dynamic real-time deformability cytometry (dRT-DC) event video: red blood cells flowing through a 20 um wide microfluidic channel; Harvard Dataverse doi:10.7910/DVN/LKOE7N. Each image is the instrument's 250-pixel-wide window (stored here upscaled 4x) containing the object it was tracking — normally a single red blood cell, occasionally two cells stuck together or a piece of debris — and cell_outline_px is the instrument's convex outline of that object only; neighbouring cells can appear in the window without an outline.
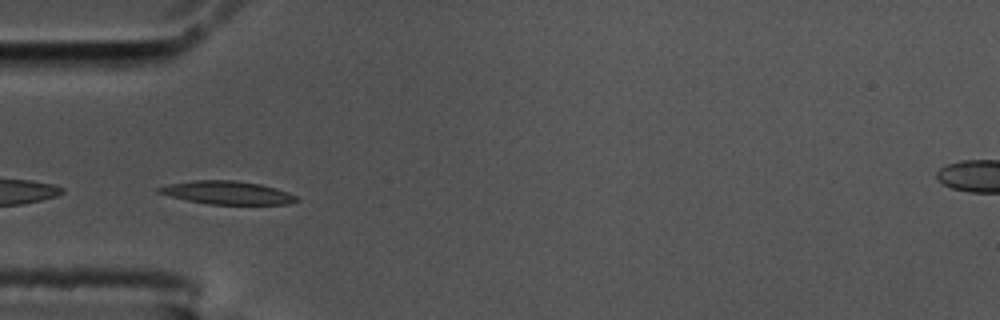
{"species": "common noctule bat (a hibernating species)", "species_latin": "Nyctalus noctula", "temperature_condition": "cold", "stored_images_in_passage": 28, "camera_frame_rate_fps": 3000, "um_per_image_px": 0.085, "animal": {"sex": "male", "body_mass_g": 17.5, "forearm_length_mm": 52.3}, "frame": {"image": 1, "passage_image": 1, "time_ms": 0.0, "image_size_px": [1000, 320], "cell_outline_px": [[300, 200], [292, 204], [208, 204], [188, 200], [156, 192], [156, 188], [168, 184], [192, 180], [232, 180], [260, 184], [276, 188], [288, 192], [296, 196]], "centroid_in_image_um": [19.33, 16.37], "position_along_channel_um": 65.7, "area_um2": 18.55}}
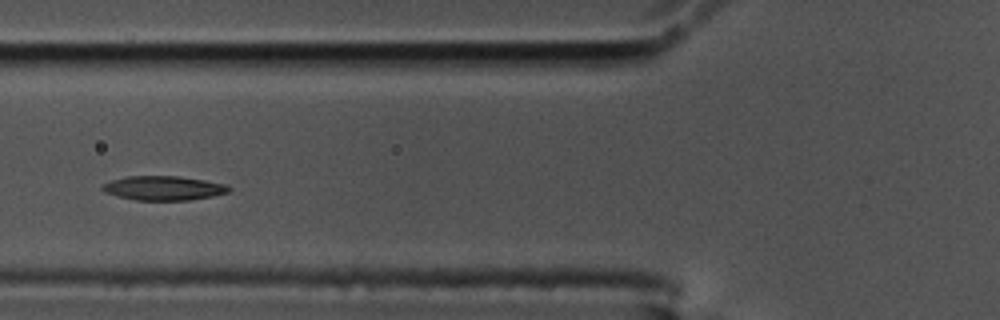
{"frame": {"image": 2, "passage_image": 5, "time_ms": 1.333, "image_size_px": [1000, 320], "cell_outline_px": [[232, 188], [228, 192], [212, 196], [188, 200], [136, 200], [104, 192], [100, 188], [104, 184], [112, 180], [128, 176], [180, 176], [228, 184]], "centroid_in_image_um": [13.94, 15.98], "position_along_channel_um": 111.9, "area_um2": 17.8}, "authors_computed_cell_mechanics": {"area_um2": 17.8602, "velocity_mm_per_s": 3.5292, "shape_relaxation_time_tau1_ms": null, "shape_relaxation_time_tau2_ms": 2.6915, "deformation_change_tau1": null, "deformation_change_tau2": 0.0801}}